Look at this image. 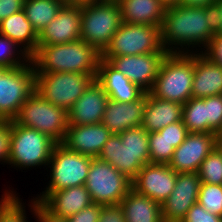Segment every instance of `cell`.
Wrapping results in <instances>:
<instances>
[{
	"mask_svg": "<svg viewBox=\"0 0 222 222\" xmlns=\"http://www.w3.org/2000/svg\"><path fill=\"white\" fill-rule=\"evenodd\" d=\"M166 51L161 42V27L122 22L101 57L141 55Z\"/></svg>",
	"mask_w": 222,
	"mask_h": 222,
	"instance_id": "52a82bcc",
	"label": "cell"
},
{
	"mask_svg": "<svg viewBox=\"0 0 222 222\" xmlns=\"http://www.w3.org/2000/svg\"><path fill=\"white\" fill-rule=\"evenodd\" d=\"M181 222H222V217L206 211L201 204L196 202Z\"/></svg>",
	"mask_w": 222,
	"mask_h": 222,
	"instance_id": "f35d334b",
	"label": "cell"
},
{
	"mask_svg": "<svg viewBox=\"0 0 222 222\" xmlns=\"http://www.w3.org/2000/svg\"><path fill=\"white\" fill-rule=\"evenodd\" d=\"M57 142L45 133L21 126L12 120V138L8 164L15 167L32 168L48 166Z\"/></svg>",
	"mask_w": 222,
	"mask_h": 222,
	"instance_id": "8992f818",
	"label": "cell"
},
{
	"mask_svg": "<svg viewBox=\"0 0 222 222\" xmlns=\"http://www.w3.org/2000/svg\"><path fill=\"white\" fill-rule=\"evenodd\" d=\"M12 138V120L0 121V162L8 163Z\"/></svg>",
	"mask_w": 222,
	"mask_h": 222,
	"instance_id": "74e56055",
	"label": "cell"
},
{
	"mask_svg": "<svg viewBox=\"0 0 222 222\" xmlns=\"http://www.w3.org/2000/svg\"><path fill=\"white\" fill-rule=\"evenodd\" d=\"M25 0H0V22L23 10Z\"/></svg>",
	"mask_w": 222,
	"mask_h": 222,
	"instance_id": "ee69618b",
	"label": "cell"
},
{
	"mask_svg": "<svg viewBox=\"0 0 222 222\" xmlns=\"http://www.w3.org/2000/svg\"><path fill=\"white\" fill-rule=\"evenodd\" d=\"M100 2H119L120 0H98Z\"/></svg>",
	"mask_w": 222,
	"mask_h": 222,
	"instance_id": "816d5d0a",
	"label": "cell"
},
{
	"mask_svg": "<svg viewBox=\"0 0 222 222\" xmlns=\"http://www.w3.org/2000/svg\"><path fill=\"white\" fill-rule=\"evenodd\" d=\"M197 174L201 183L222 185V151L217 145L202 161Z\"/></svg>",
	"mask_w": 222,
	"mask_h": 222,
	"instance_id": "4dcf8cb0",
	"label": "cell"
},
{
	"mask_svg": "<svg viewBox=\"0 0 222 222\" xmlns=\"http://www.w3.org/2000/svg\"><path fill=\"white\" fill-rule=\"evenodd\" d=\"M220 94H222V66L212 62L203 51L194 53L192 97L203 99Z\"/></svg>",
	"mask_w": 222,
	"mask_h": 222,
	"instance_id": "603a6c76",
	"label": "cell"
},
{
	"mask_svg": "<svg viewBox=\"0 0 222 222\" xmlns=\"http://www.w3.org/2000/svg\"><path fill=\"white\" fill-rule=\"evenodd\" d=\"M122 22L161 27L166 7L160 0H120Z\"/></svg>",
	"mask_w": 222,
	"mask_h": 222,
	"instance_id": "d4e9b609",
	"label": "cell"
},
{
	"mask_svg": "<svg viewBox=\"0 0 222 222\" xmlns=\"http://www.w3.org/2000/svg\"><path fill=\"white\" fill-rule=\"evenodd\" d=\"M13 191H7L3 194L1 201H0V209L6 204V202L14 195Z\"/></svg>",
	"mask_w": 222,
	"mask_h": 222,
	"instance_id": "c3c4849f",
	"label": "cell"
},
{
	"mask_svg": "<svg viewBox=\"0 0 222 222\" xmlns=\"http://www.w3.org/2000/svg\"><path fill=\"white\" fill-rule=\"evenodd\" d=\"M33 200V201H32ZM31 200V212L37 218L38 222H68L67 218L57 216L48 210L41 202Z\"/></svg>",
	"mask_w": 222,
	"mask_h": 222,
	"instance_id": "ab89813d",
	"label": "cell"
},
{
	"mask_svg": "<svg viewBox=\"0 0 222 222\" xmlns=\"http://www.w3.org/2000/svg\"><path fill=\"white\" fill-rule=\"evenodd\" d=\"M119 135L132 154H149V133L142 126L132 127Z\"/></svg>",
	"mask_w": 222,
	"mask_h": 222,
	"instance_id": "836d02e7",
	"label": "cell"
},
{
	"mask_svg": "<svg viewBox=\"0 0 222 222\" xmlns=\"http://www.w3.org/2000/svg\"><path fill=\"white\" fill-rule=\"evenodd\" d=\"M122 24L118 2H92L81 5V40L103 53Z\"/></svg>",
	"mask_w": 222,
	"mask_h": 222,
	"instance_id": "277c9868",
	"label": "cell"
},
{
	"mask_svg": "<svg viewBox=\"0 0 222 222\" xmlns=\"http://www.w3.org/2000/svg\"><path fill=\"white\" fill-rule=\"evenodd\" d=\"M167 51L141 55H126L117 57H101L108 61L119 72H122L133 84L149 93L155 83V78Z\"/></svg>",
	"mask_w": 222,
	"mask_h": 222,
	"instance_id": "7c38bea8",
	"label": "cell"
},
{
	"mask_svg": "<svg viewBox=\"0 0 222 222\" xmlns=\"http://www.w3.org/2000/svg\"><path fill=\"white\" fill-rule=\"evenodd\" d=\"M34 91L35 69L32 62L21 67L4 69L0 73V114L5 119L13 120L21 105Z\"/></svg>",
	"mask_w": 222,
	"mask_h": 222,
	"instance_id": "8fae6325",
	"label": "cell"
},
{
	"mask_svg": "<svg viewBox=\"0 0 222 222\" xmlns=\"http://www.w3.org/2000/svg\"><path fill=\"white\" fill-rule=\"evenodd\" d=\"M84 186L93 203L117 205L132 188V181L108 162L92 158Z\"/></svg>",
	"mask_w": 222,
	"mask_h": 222,
	"instance_id": "9c48e42d",
	"label": "cell"
},
{
	"mask_svg": "<svg viewBox=\"0 0 222 222\" xmlns=\"http://www.w3.org/2000/svg\"><path fill=\"white\" fill-rule=\"evenodd\" d=\"M205 49L203 54L212 62L222 66V35L216 33Z\"/></svg>",
	"mask_w": 222,
	"mask_h": 222,
	"instance_id": "7bdbcfd3",
	"label": "cell"
},
{
	"mask_svg": "<svg viewBox=\"0 0 222 222\" xmlns=\"http://www.w3.org/2000/svg\"><path fill=\"white\" fill-rule=\"evenodd\" d=\"M41 194L33 199L41 202L53 214L64 218L73 216L93 203L84 185Z\"/></svg>",
	"mask_w": 222,
	"mask_h": 222,
	"instance_id": "ffe728a7",
	"label": "cell"
},
{
	"mask_svg": "<svg viewBox=\"0 0 222 222\" xmlns=\"http://www.w3.org/2000/svg\"><path fill=\"white\" fill-rule=\"evenodd\" d=\"M207 133L222 134V94L205 98Z\"/></svg>",
	"mask_w": 222,
	"mask_h": 222,
	"instance_id": "e575fe53",
	"label": "cell"
},
{
	"mask_svg": "<svg viewBox=\"0 0 222 222\" xmlns=\"http://www.w3.org/2000/svg\"><path fill=\"white\" fill-rule=\"evenodd\" d=\"M64 4L63 0H25L23 10L39 34L57 16Z\"/></svg>",
	"mask_w": 222,
	"mask_h": 222,
	"instance_id": "83f0119b",
	"label": "cell"
},
{
	"mask_svg": "<svg viewBox=\"0 0 222 222\" xmlns=\"http://www.w3.org/2000/svg\"><path fill=\"white\" fill-rule=\"evenodd\" d=\"M125 222H164L161 205L131 188L119 203Z\"/></svg>",
	"mask_w": 222,
	"mask_h": 222,
	"instance_id": "484cf974",
	"label": "cell"
},
{
	"mask_svg": "<svg viewBox=\"0 0 222 222\" xmlns=\"http://www.w3.org/2000/svg\"><path fill=\"white\" fill-rule=\"evenodd\" d=\"M16 196L14 194L0 209V222H28L25 208Z\"/></svg>",
	"mask_w": 222,
	"mask_h": 222,
	"instance_id": "d590c367",
	"label": "cell"
},
{
	"mask_svg": "<svg viewBox=\"0 0 222 222\" xmlns=\"http://www.w3.org/2000/svg\"><path fill=\"white\" fill-rule=\"evenodd\" d=\"M101 212V205L92 203L80 212L67 218L68 222H98Z\"/></svg>",
	"mask_w": 222,
	"mask_h": 222,
	"instance_id": "60d3db41",
	"label": "cell"
},
{
	"mask_svg": "<svg viewBox=\"0 0 222 222\" xmlns=\"http://www.w3.org/2000/svg\"><path fill=\"white\" fill-rule=\"evenodd\" d=\"M201 180L197 173H177L173 192L161 204L164 222H181L197 202Z\"/></svg>",
	"mask_w": 222,
	"mask_h": 222,
	"instance_id": "5bb4252c",
	"label": "cell"
},
{
	"mask_svg": "<svg viewBox=\"0 0 222 222\" xmlns=\"http://www.w3.org/2000/svg\"><path fill=\"white\" fill-rule=\"evenodd\" d=\"M183 105L177 102L162 100L146 93L142 127L148 133L158 132L169 124L182 120Z\"/></svg>",
	"mask_w": 222,
	"mask_h": 222,
	"instance_id": "cb8c5ba5",
	"label": "cell"
},
{
	"mask_svg": "<svg viewBox=\"0 0 222 222\" xmlns=\"http://www.w3.org/2000/svg\"><path fill=\"white\" fill-rule=\"evenodd\" d=\"M98 0H63L65 4H72V5H83L92 2H96Z\"/></svg>",
	"mask_w": 222,
	"mask_h": 222,
	"instance_id": "7dc6e473",
	"label": "cell"
},
{
	"mask_svg": "<svg viewBox=\"0 0 222 222\" xmlns=\"http://www.w3.org/2000/svg\"><path fill=\"white\" fill-rule=\"evenodd\" d=\"M17 47L19 48L20 46L16 42L9 37L0 34V68L13 69L25 66L31 62L29 54H27L21 47L19 48V51L16 50L18 49Z\"/></svg>",
	"mask_w": 222,
	"mask_h": 222,
	"instance_id": "f546056e",
	"label": "cell"
},
{
	"mask_svg": "<svg viewBox=\"0 0 222 222\" xmlns=\"http://www.w3.org/2000/svg\"><path fill=\"white\" fill-rule=\"evenodd\" d=\"M112 134L103 123L68 125L61 144L68 150L97 158Z\"/></svg>",
	"mask_w": 222,
	"mask_h": 222,
	"instance_id": "e0dca14e",
	"label": "cell"
},
{
	"mask_svg": "<svg viewBox=\"0 0 222 222\" xmlns=\"http://www.w3.org/2000/svg\"><path fill=\"white\" fill-rule=\"evenodd\" d=\"M217 138L216 133L189 132L168 166L177 173H197L202 161L216 147Z\"/></svg>",
	"mask_w": 222,
	"mask_h": 222,
	"instance_id": "4fadbf2b",
	"label": "cell"
},
{
	"mask_svg": "<svg viewBox=\"0 0 222 222\" xmlns=\"http://www.w3.org/2000/svg\"><path fill=\"white\" fill-rule=\"evenodd\" d=\"M217 146L221 149L222 151V134L218 135L217 138Z\"/></svg>",
	"mask_w": 222,
	"mask_h": 222,
	"instance_id": "f907efd6",
	"label": "cell"
},
{
	"mask_svg": "<svg viewBox=\"0 0 222 222\" xmlns=\"http://www.w3.org/2000/svg\"><path fill=\"white\" fill-rule=\"evenodd\" d=\"M176 179L177 172L168 164H147L132 181V188L161 205L173 192Z\"/></svg>",
	"mask_w": 222,
	"mask_h": 222,
	"instance_id": "9a60e30c",
	"label": "cell"
},
{
	"mask_svg": "<svg viewBox=\"0 0 222 222\" xmlns=\"http://www.w3.org/2000/svg\"><path fill=\"white\" fill-rule=\"evenodd\" d=\"M175 148L159 132L149 133L150 164H168Z\"/></svg>",
	"mask_w": 222,
	"mask_h": 222,
	"instance_id": "1f68e13d",
	"label": "cell"
},
{
	"mask_svg": "<svg viewBox=\"0 0 222 222\" xmlns=\"http://www.w3.org/2000/svg\"><path fill=\"white\" fill-rule=\"evenodd\" d=\"M13 121L45 133L61 143L67 130L68 115L63 108L53 105L35 90L21 105Z\"/></svg>",
	"mask_w": 222,
	"mask_h": 222,
	"instance_id": "5b68a950",
	"label": "cell"
},
{
	"mask_svg": "<svg viewBox=\"0 0 222 222\" xmlns=\"http://www.w3.org/2000/svg\"><path fill=\"white\" fill-rule=\"evenodd\" d=\"M197 202L206 211L222 217V185L201 183Z\"/></svg>",
	"mask_w": 222,
	"mask_h": 222,
	"instance_id": "d6a6232c",
	"label": "cell"
},
{
	"mask_svg": "<svg viewBox=\"0 0 222 222\" xmlns=\"http://www.w3.org/2000/svg\"><path fill=\"white\" fill-rule=\"evenodd\" d=\"M100 59L101 53L81 39L55 45L37 44L31 56L35 74L72 72L97 76Z\"/></svg>",
	"mask_w": 222,
	"mask_h": 222,
	"instance_id": "7a4b0ae2",
	"label": "cell"
},
{
	"mask_svg": "<svg viewBox=\"0 0 222 222\" xmlns=\"http://www.w3.org/2000/svg\"><path fill=\"white\" fill-rule=\"evenodd\" d=\"M216 31L214 7L177 5L165 10L161 25V42L167 53L189 54L192 53L189 52L190 46L195 48L197 45L201 47L202 44V47L206 48Z\"/></svg>",
	"mask_w": 222,
	"mask_h": 222,
	"instance_id": "6da1fadb",
	"label": "cell"
},
{
	"mask_svg": "<svg viewBox=\"0 0 222 222\" xmlns=\"http://www.w3.org/2000/svg\"><path fill=\"white\" fill-rule=\"evenodd\" d=\"M214 8L216 10V33L222 35V0H216Z\"/></svg>",
	"mask_w": 222,
	"mask_h": 222,
	"instance_id": "bcb514c9",
	"label": "cell"
},
{
	"mask_svg": "<svg viewBox=\"0 0 222 222\" xmlns=\"http://www.w3.org/2000/svg\"><path fill=\"white\" fill-rule=\"evenodd\" d=\"M98 222H125L123 208L117 205H101Z\"/></svg>",
	"mask_w": 222,
	"mask_h": 222,
	"instance_id": "b9f144b4",
	"label": "cell"
},
{
	"mask_svg": "<svg viewBox=\"0 0 222 222\" xmlns=\"http://www.w3.org/2000/svg\"><path fill=\"white\" fill-rule=\"evenodd\" d=\"M5 120V118L0 114V121Z\"/></svg>",
	"mask_w": 222,
	"mask_h": 222,
	"instance_id": "f5cc1de1",
	"label": "cell"
},
{
	"mask_svg": "<svg viewBox=\"0 0 222 222\" xmlns=\"http://www.w3.org/2000/svg\"><path fill=\"white\" fill-rule=\"evenodd\" d=\"M216 0H181L180 5L187 7H214Z\"/></svg>",
	"mask_w": 222,
	"mask_h": 222,
	"instance_id": "f6af8a7d",
	"label": "cell"
},
{
	"mask_svg": "<svg viewBox=\"0 0 222 222\" xmlns=\"http://www.w3.org/2000/svg\"><path fill=\"white\" fill-rule=\"evenodd\" d=\"M108 99L102 85L94 79L67 112L68 125L102 123Z\"/></svg>",
	"mask_w": 222,
	"mask_h": 222,
	"instance_id": "ac0fdd59",
	"label": "cell"
},
{
	"mask_svg": "<svg viewBox=\"0 0 222 222\" xmlns=\"http://www.w3.org/2000/svg\"><path fill=\"white\" fill-rule=\"evenodd\" d=\"M96 80L102 85L109 99L117 102L136 101L145 93L104 59L99 61Z\"/></svg>",
	"mask_w": 222,
	"mask_h": 222,
	"instance_id": "7402d4cb",
	"label": "cell"
},
{
	"mask_svg": "<svg viewBox=\"0 0 222 222\" xmlns=\"http://www.w3.org/2000/svg\"><path fill=\"white\" fill-rule=\"evenodd\" d=\"M160 2L166 7L170 8L173 6L180 5L181 0H160Z\"/></svg>",
	"mask_w": 222,
	"mask_h": 222,
	"instance_id": "681fc988",
	"label": "cell"
},
{
	"mask_svg": "<svg viewBox=\"0 0 222 222\" xmlns=\"http://www.w3.org/2000/svg\"><path fill=\"white\" fill-rule=\"evenodd\" d=\"M182 121L188 132L207 133L205 98L191 97L183 105Z\"/></svg>",
	"mask_w": 222,
	"mask_h": 222,
	"instance_id": "f1b7e54d",
	"label": "cell"
},
{
	"mask_svg": "<svg viewBox=\"0 0 222 222\" xmlns=\"http://www.w3.org/2000/svg\"><path fill=\"white\" fill-rule=\"evenodd\" d=\"M145 105L146 93L138 100L128 103H121L108 99L102 123L113 134H120L132 127L141 126Z\"/></svg>",
	"mask_w": 222,
	"mask_h": 222,
	"instance_id": "44dd1931",
	"label": "cell"
},
{
	"mask_svg": "<svg viewBox=\"0 0 222 222\" xmlns=\"http://www.w3.org/2000/svg\"><path fill=\"white\" fill-rule=\"evenodd\" d=\"M81 39V5L64 4L38 34L37 44H63Z\"/></svg>",
	"mask_w": 222,
	"mask_h": 222,
	"instance_id": "2e32d148",
	"label": "cell"
},
{
	"mask_svg": "<svg viewBox=\"0 0 222 222\" xmlns=\"http://www.w3.org/2000/svg\"><path fill=\"white\" fill-rule=\"evenodd\" d=\"M97 158L111 164L131 181L144 165L150 164V154H132L122 144L119 134L108 138Z\"/></svg>",
	"mask_w": 222,
	"mask_h": 222,
	"instance_id": "d6986e66",
	"label": "cell"
},
{
	"mask_svg": "<svg viewBox=\"0 0 222 222\" xmlns=\"http://www.w3.org/2000/svg\"><path fill=\"white\" fill-rule=\"evenodd\" d=\"M0 34L16 42L31 57L37 50L38 34L21 10L0 22Z\"/></svg>",
	"mask_w": 222,
	"mask_h": 222,
	"instance_id": "4316f807",
	"label": "cell"
},
{
	"mask_svg": "<svg viewBox=\"0 0 222 222\" xmlns=\"http://www.w3.org/2000/svg\"><path fill=\"white\" fill-rule=\"evenodd\" d=\"M94 79L96 76L72 72L35 74V90L68 112Z\"/></svg>",
	"mask_w": 222,
	"mask_h": 222,
	"instance_id": "ba28073f",
	"label": "cell"
},
{
	"mask_svg": "<svg viewBox=\"0 0 222 222\" xmlns=\"http://www.w3.org/2000/svg\"><path fill=\"white\" fill-rule=\"evenodd\" d=\"M158 132L163 135L175 149L185 140L189 133L182 120L169 124Z\"/></svg>",
	"mask_w": 222,
	"mask_h": 222,
	"instance_id": "8d00e7d4",
	"label": "cell"
},
{
	"mask_svg": "<svg viewBox=\"0 0 222 222\" xmlns=\"http://www.w3.org/2000/svg\"><path fill=\"white\" fill-rule=\"evenodd\" d=\"M167 53L150 93L159 99L184 105L192 97L194 51Z\"/></svg>",
	"mask_w": 222,
	"mask_h": 222,
	"instance_id": "3957f363",
	"label": "cell"
},
{
	"mask_svg": "<svg viewBox=\"0 0 222 222\" xmlns=\"http://www.w3.org/2000/svg\"><path fill=\"white\" fill-rule=\"evenodd\" d=\"M91 159L92 157L68 150L61 143H57L48 162L51 180L43 192L85 185Z\"/></svg>",
	"mask_w": 222,
	"mask_h": 222,
	"instance_id": "30bf717a",
	"label": "cell"
}]
</instances>
